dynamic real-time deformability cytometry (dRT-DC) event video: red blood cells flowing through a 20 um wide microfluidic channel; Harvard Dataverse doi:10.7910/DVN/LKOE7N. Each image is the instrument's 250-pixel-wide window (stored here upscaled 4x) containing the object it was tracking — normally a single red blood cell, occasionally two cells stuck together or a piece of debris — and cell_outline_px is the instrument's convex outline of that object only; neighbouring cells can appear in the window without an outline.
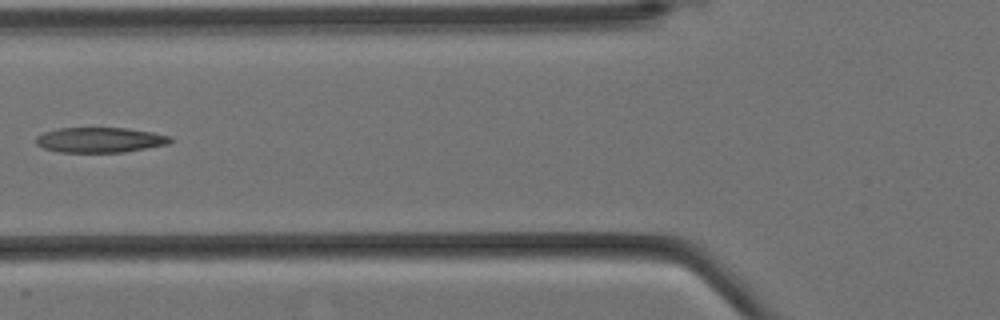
{"species": "Egyptian fruit bat (a non-hibernating species)", "species_latin": "Rousettus aegyptiacus", "temperature_condition": "cold", "stored_images_in_passage": 17, "segment_of_instrument_passage": [1, 2], "camera_frame_rate_fps": 3000, "um_per_image_px": 0.085, "animal": {"sex": "female"}, "frame": {"image": 1, "passage_image": 6, "time_ms": 1.667, "image_size_px": [1000, 320], "cell_outline_px": [[172, 140], [168, 144], [124, 152], [60, 152], [44, 148], [36, 144], [36, 136], [44, 132], [56, 128], [128, 128], [152, 132], [172, 136]], "centroid_in_image_um": [8.5, 11.89], "position_along_channel_um": 117.3, "area_um2": 19.71}}
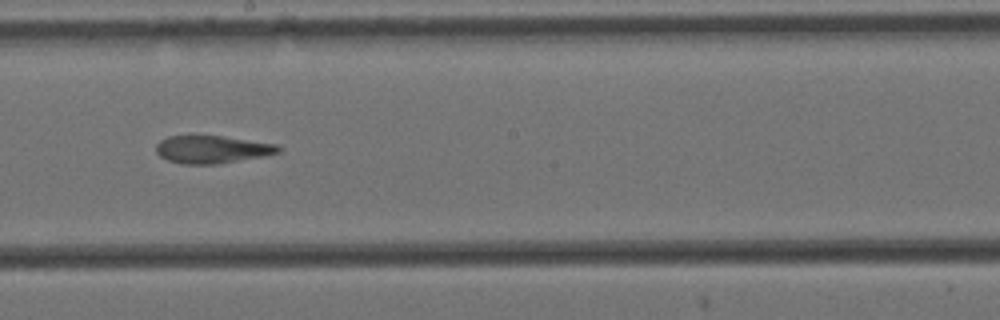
{"frame": {"image": 2, "passage_image": 9, "time_ms": 2.667, "image_size_px": [1000, 320], "cell_outline_px": [[280, 152], [264, 156], [216, 164], [184, 164], [168, 160], [160, 156], [156, 152], [156, 144], [160, 140], [168, 136], [192, 132], [276, 144], [280, 148]], "centroid_in_image_um": [17.94, 12.66], "position_along_channel_um": 230.3, "area_um2": 20.23}}
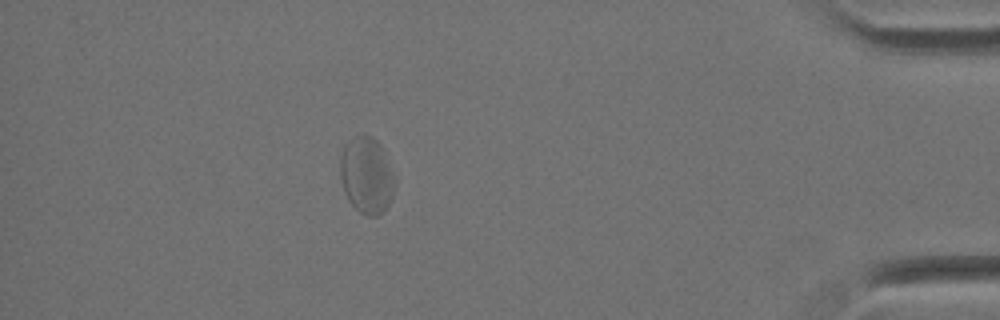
{"frame": {"image": 3, "passage_image": 14, "time_ms": 4.333, "image_size_px": [1000, 320], "cell_outline_px": [[396, 180], [392, 196], [384, 212], [376, 216], [368, 216], [360, 212], [348, 200], [344, 192], [340, 180], [340, 160], [344, 144], [352, 136], [364, 132], [372, 136], [384, 148]], "centroid_in_image_um": [31.16, 14.85], "position_along_channel_um": 404.0, "area_um2": 24.97}}